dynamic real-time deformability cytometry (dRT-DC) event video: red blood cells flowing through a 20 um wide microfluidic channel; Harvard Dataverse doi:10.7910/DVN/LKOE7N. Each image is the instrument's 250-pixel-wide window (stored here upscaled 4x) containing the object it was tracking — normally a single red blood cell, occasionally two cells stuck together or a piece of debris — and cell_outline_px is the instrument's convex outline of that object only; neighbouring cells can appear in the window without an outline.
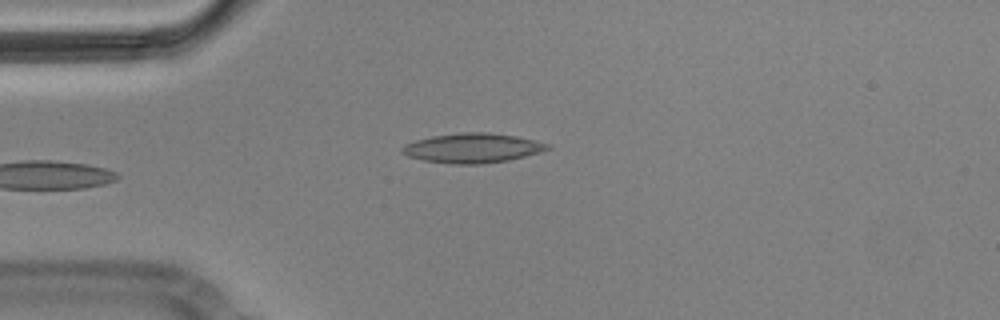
{"species": "Egyptian fruit bat (a non-hibernating species)", "species_latin": "Rousettus aegyptiacus", "temperature_condition": "cold", "stored_images_in_passage": 4, "camera_frame_rate_fps": 3000, "um_per_image_px": 0.085, "animal": {"sex": "male"}, "frame": {"image": 1, "passage_image": 4, "time_ms": 1.0, "image_size_px": [1000, 320], "cell_outline_px": [[552, 148], [540, 152], [508, 160], [480, 164], [452, 164], [424, 160], [408, 156], [400, 152], [400, 148], [404, 144], [416, 140], [432, 136], [464, 132], [488, 132], [516, 136], [536, 140], [552, 144]], "centroid_in_image_um": [40.18, 12.58], "position_along_channel_um": 44.8, "area_um2": 25.14}}